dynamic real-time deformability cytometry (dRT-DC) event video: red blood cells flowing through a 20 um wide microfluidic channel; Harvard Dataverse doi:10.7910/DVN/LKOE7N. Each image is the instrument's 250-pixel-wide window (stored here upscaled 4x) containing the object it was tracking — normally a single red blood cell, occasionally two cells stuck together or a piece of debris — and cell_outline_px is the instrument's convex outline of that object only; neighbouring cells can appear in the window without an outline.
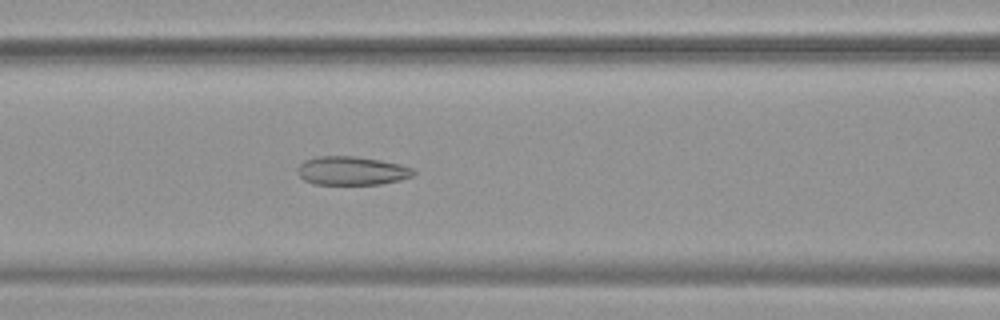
{"species": "common noctule bat (a hibernating species)", "species_latin": "Nyctalus noctula", "temperature_condition": "warm", "stored_images_in_passage": 55, "camera_frame_rate_fps": 3000, "um_per_image_px": 0.085, "animal": {"sex": "female", "body_mass_g": 19.9}, "frame": {"image": 1, "passage_image": 24, "time_ms": 7.667, "image_size_px": [1000, 320], "cell_outline_px": [[416, 172], [412, 176], [400, 180], [380, 184], [312, 184], [304, 180], [296, 172], [296, 168], [304, 160], [316, 156], [356, 156], [380, 160], [400, 164], [412, 168]], "centroid_in_image_um": [29.86, 14.51], "position_along_channel_um": 136.7, "area_um2": 19.48}}
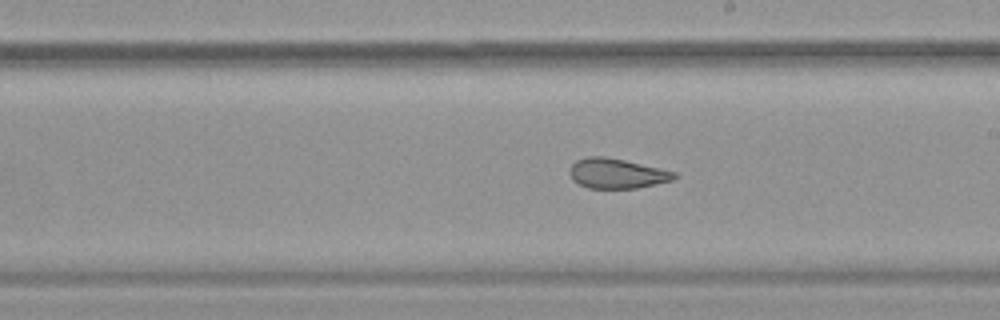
{"frame": {"image": 2, "passage_image": 32, "time_ms": 10.333, "image_size_px": [1000, 320], "cell_outline_px": [[676, 176], [672, 180], [636, 188], [588, 188], [572, 180], [568, 172], [572, 164], [576, 160], [588, 156], [604, 156], [624, 160], [676, 172]], "centroid_in_image_um": [52.37, 14.74], "position_along_channel_um": 236.6, "area_um2": 18.09}}
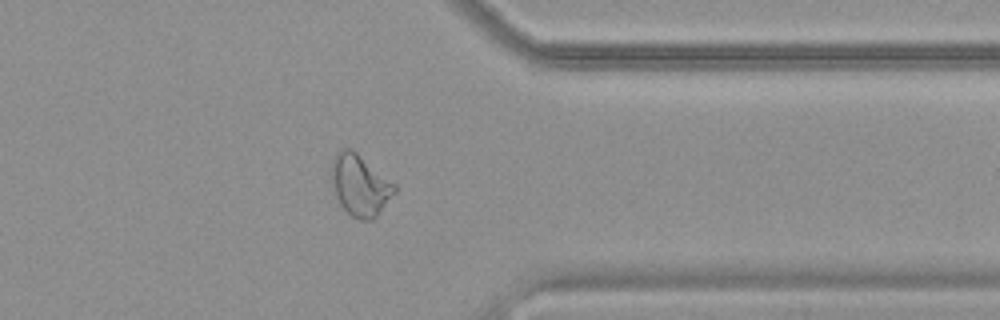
{"frame": {"image": 3, "passage_image": 44, "time_ms": 14.333, "image_size_px": [1000, 320], "cell_outline_px": [[396, 192], [376, 216], [372, 220], [360, 220], [352, 216], [340, 204], [336, 192], [332, 176], [332, 160], [336, 152], [340, 148], [352, 148], [396, 184]], "centroid_in_image_um": [30.63, 15.71], "position_along_channel_um": 380.8, "area_um2": 22.25}, "authors_computed_cell_mechanics": {"area_um2": 23.8136, "velocity_mm_per_s": 3.7648, "shape_relaxation_time_tau1_ms": null, "shape_relaxation_time_tau2_ms": 1.4907, "deformation_change_tau1": null, "deformation_change_tau2": 0.083}}